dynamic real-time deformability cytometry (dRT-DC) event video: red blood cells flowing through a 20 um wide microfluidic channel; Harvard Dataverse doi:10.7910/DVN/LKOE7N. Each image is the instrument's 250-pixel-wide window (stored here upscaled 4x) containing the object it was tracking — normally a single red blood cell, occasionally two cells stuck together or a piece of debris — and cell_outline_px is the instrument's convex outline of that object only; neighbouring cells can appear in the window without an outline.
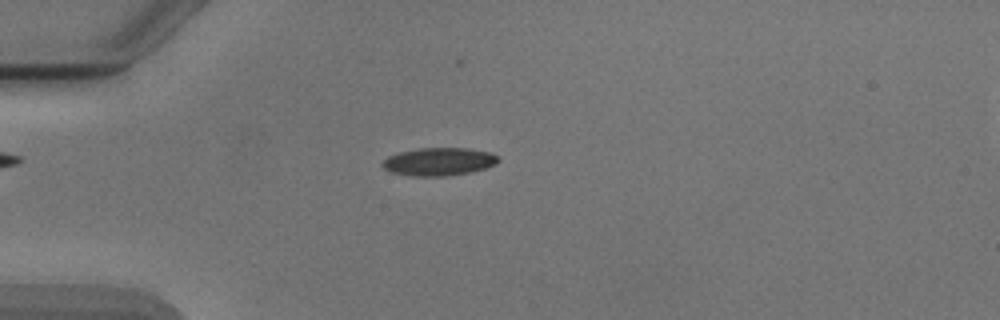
{"species": "Egyptian fruit bat (a non-hibernating species)", "species_latin": "Rousettus aegyptiacus", "temperature_condition": "cold", "stored_images_in_passage": 44, "camera_frame_rate_fps": 3000, "um_per_image_px": 0.085, "animal": {"sex": "male"}, "frame": {"image": 1, "passage_image": 6, "time_ms": 1.667, "image_size_px": [1000, 320], "cell_outline_px": [[500, 160], [496, 164], [484, 168], [468, 172], [444, 176], [412, 176], [392, 172], [384, 168], [380, 164], [388, 156], [400, 152], [420, 148], [468, 148], [488, 152], [496, 156]], "centroid_in_image_um": [37.28, 13.73], "position_along_channel_um": 47.7, "area_um2": 18.61}}
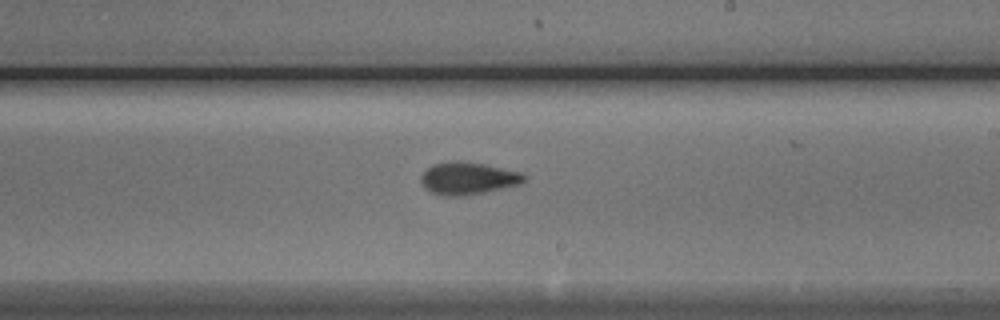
{"frame": {"image": 2, "passage_image": 23, "time_ms": 7.333, "image_size_px": [1000, 320], "cell_outline_px": [[524, 180], [520, 184], [468, 196], [444, 196], [432, 192], [424, 188], [420, 180], [420, 176], [432, 164], [456, 160], [460, 160], [484, 164], [520, 172], [524, 176]], "centroid_in_image_um": [39.73, 15.16], "position_along_channel_um": 249.3, "area_um2": 19.48}}
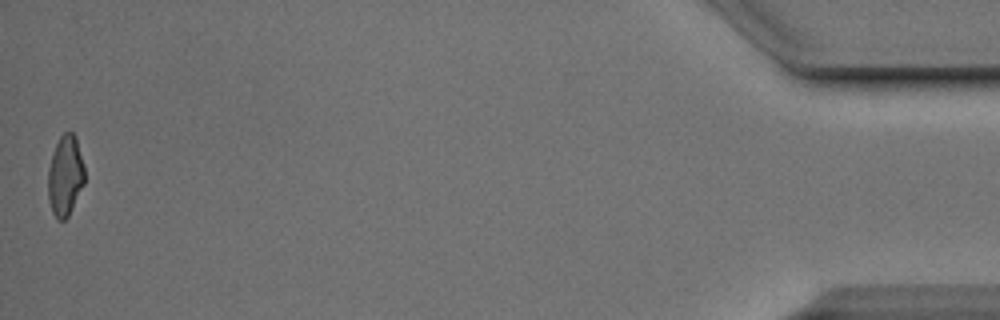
{"frame": {"image": 3, "passage_image": 44, "time_ms": 14.333, "image_size_px": [1000, 320], "cell_outline_px": [[84, 184], [68, 216], [64, 220], [56, 220], [52, 212], [48, 196], [48, 168], [56, 144], [60, 136], [64, 132], [72, 132], [76, 136], [84, 168]], "centroid_in_image_um": [5.54, 14.94], "position_along_channel_um": 429.7, "area_um2": 17.05}, "authors_computed_cell_mechanics": {"area_um2": 18.0914, "velocity_mm_per_s": 3.8984, "shape_relaxation_time_tau1_ms": 4.7914, "shape_relaxation_time_tau2_ms": 2.607, "deformation_change_tau1": 0.1483, "deformation_change_tau2": 0.0951}}